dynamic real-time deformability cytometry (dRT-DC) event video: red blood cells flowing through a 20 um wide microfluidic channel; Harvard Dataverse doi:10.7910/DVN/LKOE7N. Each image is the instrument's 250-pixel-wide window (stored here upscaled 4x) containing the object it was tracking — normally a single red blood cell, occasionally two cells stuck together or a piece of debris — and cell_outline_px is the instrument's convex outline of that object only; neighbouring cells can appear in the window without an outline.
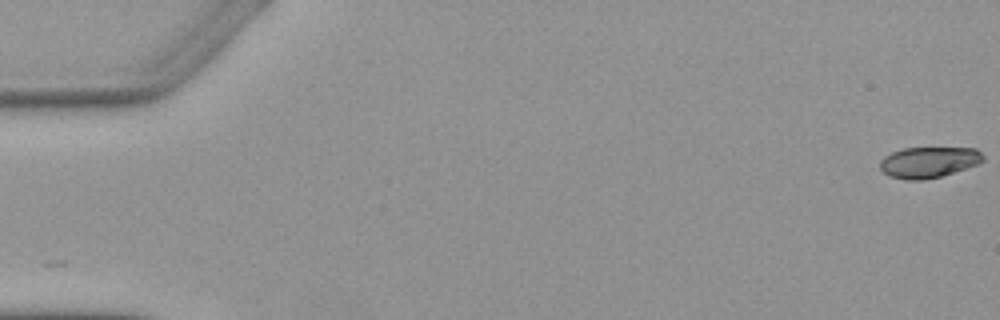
{"species": "Egyptian fruit bat (a non-hibernating species)", "species_latin": "Rousettus aegyptiacus", "temperature_condition": "warm", "stored_images_in_passage": 6, "camera_frame_rate_fps": 3000, "um_per_image_px": 0.085, "animal": {"sex": "female"}, "frame": {"image": 1, "passage_image": 1, "time_ms": 0.0, "image_size_px": [1000, 320], "cell_outline_px": [[984, 160], [980, 164], [940, 176], [924, 180], [904, 180], [888, 176], [880, 168], [880, 160], [884, 156], [892, 152], [904, 148], [976, 148], [984, 156]], "centroid_in_image_um": [78.93, 13.79], "position_along_channel_um": 6.1, "area_um2": 18.67}}
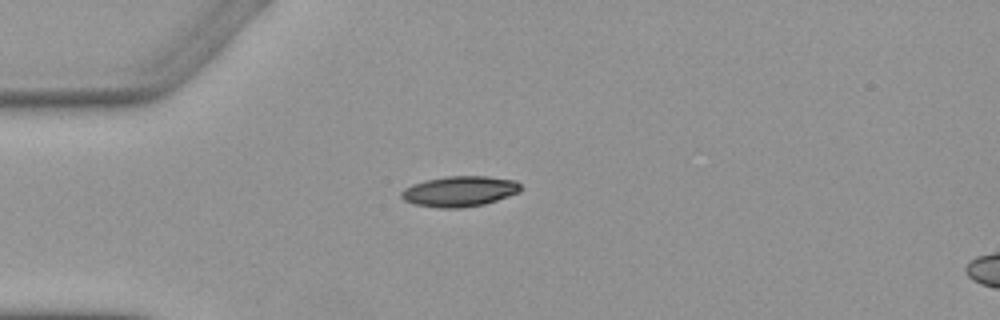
{"frame": {"image": 2, "passage_image": 5, "time_ms": 4.667, "image_size_px": [1000, 320], "cell_outline_px": [[520, 192], [484, 204], [464, 208], [436, 208], [412, 204], [404, 200], [400, 196], [400, 192], [404, 188], [412, 184], [444, 176], [488, 176], [516, 180], [520, 184]], "centroid_in_image_um": [39.04, 16.27], "position_along_channel_um": 46.0, "area_um2": 21.39}}